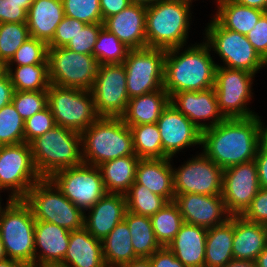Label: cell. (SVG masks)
Segmentation results:
<instances>
[{"mask_svg":"<svg viewBox=\"0 0 267 267\" xmlns=\"http://www.w3.org/2000/svg\"><path fill=\"white\" fill-rule=\"evenodd\" d=\"M267 137V125L260 116L225 118L202 131L203 153L222 169L254 160L260 144Z\"/></svg>","mask_w":267,"mask_h":267,"instance_id":"cell-1","label":"cell"},{"mask_svg":"<svg viewBox=\"0 0 267 267\" xmlns=\"http://www.w3.org/2000/svg\"><path fill=\"white\" fill-rule=\"evenodd\" d=\"M183 49L184 46L171 48L165 53L163 88L170 98L182 91H202L214 87L217 63L211 57L208 44L203 41Z\"/></svg>","mask_w":267,"mask_h":267,"instance_id":"cell-2","label":"cell"},{"mask_svg":"<svg viewBox=\"0 0 267 267\" xmlns=\"http://www.w3.org/2000/svg\"><path fill=\"white\" fill-rule=\"evenodd\" d=\"M192 2L158 0L146 10V41L148 48L171 49L186 46Z\"/></svg>","mask_w":267,"mask_h":267,"instance_id":"cell-3","label":"cell"},{"mask_svg":"<svg viewBox=\"0 0 267 267\" xmlns=\"http://www.w3.org/2000/svg\"><path fill=\"white\" fill-rule=\"evenodd\" d=\"M80 134L85 164L98 167L112 159L136 155L131 129L121 117H99Z\"/></svg>","mask_w":267,"mask_h":267,"instance_id":"cell-4","label":"cell"},{"mask_svg":"<svg viewBox=\"0 0 267 267\" xmlns=\"http://www.w3.org/2000/svg\"><path fill=\"white\" fill-rule=\"evenodd\" d=\"M35 167L42 178L83 161L81 134L56 125L31 143Z\"/></svg>","mask_w":267,"mask_h":267,"instance_id":"cell-5","label":"cell"},{"mask_svg":"<svg viewBox=\"0 0 267 267\" xmlns=\"http://www.w3.org/2000/svg\"><path fill=\"white\" fill-rule=\"evenodd\" d=\"M0 202V237L7 258L34 267L35 222L29 205L23 199H8L2 207Z\"/></svg>","mask_w":267,"mask_h":267,"instance_id":"cell-6","label":"cell"},{"mask_svg":"<svg viewBox=\"0 0 267 267\" xmlns=\"http://www.w3.org/2000/svg\"><path fill=\"white\" fill-rule=\"evenodd\" d=\"M34 219L54 223L69 231L84 227V212L67 199L49 179L37 181L23 199Z\"/></svg>","mask_w":267,"mask_h":267,"instance_id":"cell-7","label":"cell"},{"mask_svg":"<svg viewBox=\"0 0 267 267\" xmlns=\"http://www.w3.org/2000/svg\"><path fill=\"white\" fill-rule=\"evenodd\" d=\"M205 27L204 41L221 58L223 65L257 74L267 62L257 53L247 36L224 28L214 17ZM263 67V68H262Z\"/></svg>","mask_w":267,"mask_h":267,"instance_id":"cell-8","label":"cell"},{"mask_svg":"<svg viewBox=\"0 0 267 267\" xmlns=\"http://www.w3.org/2000/svg\"><path fill=\"white\" fill-rule=\"evenodd\" d=\"M48 107L56 125L78 133L87 129L99 116L95 111L91 91L50 84L47 90Z\"/></svg>","mask_w":267,"mask_h":267,"instance_id":"cell-9","label":"cell"},{"mask_svg":"<svg viewBox=\"0 0 267 267\" xmlns=\"http://www.w3.org/2000/svg\"><path fill=\"white\" fill-rule=\"evenodd\" d=\"M41 179L30 144L0 146V193L9 190L8 199H24L29 189Z\"/></svg>","mask_w":267,"mask_h":267,"instance_id":"cell-10","label":"cell"},{"mask_svg":"<svg viewBox=\"0 0 267 267\" xmlns=\"http://www.w3.org/2000/svg\"><path fill=\"white\" fill-rule=\"evenodd\" d=\"M255 74L242 69L217 66L214 89L220 112L225 118H249L258 115L247 105L253 98Z\"/></svg>","mask_w":267,"mask_h":267,"instance_id":"cell-11","label":"cell"},{"mask_svg":"<svg viewBox=\"0 0 267 267\" xmlns=\"http://www.w3.org/2000/svg\"><path fill=\"white\" fill-rule=\"evenodd\" d=\"M165 49H133L123 64L129 99L161 90L164 85Z\"/></svg>","mask_w":267,"mask_h":267,"instance_id":"cell-12","label":"cell"},{"mask_svg":"<svg viewBox=\"0 0 267 267\" xmlns=\"http://www.w3.org/2000/svg\"><path fill=\"white\" fill-rule=\"evenodd\" d=\"M50 83L91 90L99 64L93 55L75 53L66 47L48 48Z\"/></svg>","mask_w":267,"mask_h":267,"instance_id":"cell-13","label":"cell"},{"mask_svg":"<svg viewBox=\"0 0 267 267\" xmlns=\"http://www.w3.org/2000/svg\"><path fill=\"white\" fill-rule=\"evenodd\" d=\"M49 179L84 213L107 193L99 167L85 163L60 170Z\"/></svg>","mask_w":267,"mask_h":267,"instance_id":"cell-14","label":"cell"},{"mask_svg":"<svg viewBox=\"0 0 267 267\" xmlns=\"http://www.w3.org/2000/svg\"><path fill=\"white\" fill-rule=\"evenodd\" d=\"M90 91L99 117H121L129 101L124 64L99 65Z\"/></svg>","mask_w":267,"mask_h":267,"instance_id":"cell-15","label":"cell"},{"mask_svg":"<svg viewBox=\"0 0 267 267\" xmlns=\"http://www.w3.org/2000/svg\"><path fill=\"white\" fill-rule=\"evenodd\" d=\"M200 153L183 162L180 167L172 166L175 195L222 194L223 169L203 152Z\"/></svg>","mask_w":267,"mask_h":267,"instance_id":"cell-16","label":"cell"},{"mask_svg":"<svg viewBox=\"0 0 267 267\" xmlns=\"http://www.w3.org/2000/svg\"><path fill=\"white\" fill-rule=\"evenodd\" d=\"M259 190L255 160L223 169L222 198L231 216H241Z\"/></svg>","mask_w":267,"mask_h":267,"instance_id":"cell-17","label":"cell"},{"mask_svg":"<svg viewBox=\"0 0 267 267\" xmlns=\"http://www.w3.org/2000/svg\"><path fill=\"white\" fill-rule=\"evenodd\" d=\"M156 124L161 136L163 158L173 159L185 148L201 146L202 131L171 103L163 110Z\"/></svg>","mask_w":267,"mask_h":267,"instance_id":"cell-18","label":"cell"},{"mask_svg":"<svg viewBox=\"0 0 267 267\" xmlns=\"http://www.w3.org/2000/svg\"><path fill=\"white\" fill-rule=\"evenodd\" d=\"M174 203L185 223L211 228L226 222L231 215L220 195L186 193L175 195Z\"/></svg>","mask_w":267,"mask_h":267,"instance_id":"cell-19","label":"cell"},{"mask_svg":"<svg viewBox=\"0 0 267 267\" xmlns=\"http://www.w3.org/2000/svg\"><path fill=\"white\" fill-rule=\"evenodd\" d=\"M170 103L200 131L212 128L225 119L219 110L214 87L202 91L175 93L170 98Z\"/></svg>","mask_w":267,"mask_h":267,"instance_id":"cell-20","label":"cell"},{"mask_svg":"<svg viewBox=\"0 0 267 267\" xmlns=\"http://www.w3.org/2000/svg\"><path fill=\"white\" fill-rule=\"evenodd\" d=\"M70 231L54 223L35 222L34 267H58L64 260Z\"/></svg>","mask_w":267,"mask_h":267,"instance_id":"cell-21","label":"cell"},{"mask_svg":"<svg viewBox=\"0 0 267 267\" xmlns=\"http://www.w3.org/2000/svg\"><path fill=\"white\" fill-rule=\"evenodd\" d=\"M146 10L147 7L132 3L118 14L106 18L104 28L131 50L147 48Z\"/></svg>","mask_w":267,"mask_h":267,"instance_id":"cell-22","label":"cell"},{"mask_svg":"<svg viewBox=\"0 0 267 267\" xmlns=\"http://www.w3.org/2000/svg\"><path fill=\"white\" fill-rule=\"evenodd\" d=\"M84 213V227L98 240H103L117 224L124 220L127 211L124 194L106 193Z\"/></svg>","mask_w":267,"mask_h":267,"instance_id":"cell-23","label":"cell"},{"mask_svg":"<svg viewBox=\"0 0 267 267\" xmlns=\"http://www.w3.org/2000/svg\"><path fill=\"white\" fill-rule=\"evenodd\" d=\"M267 245V225L234 216L232 252L235 262L254 263Z\"/></svg>","mask_w":267,"mask_h":267,"instance_id":"cell-24","label":"cell"},{"mask_svg":"<svg viewBox=\"0 0 267 267\" xmlns=\"http://www.w3.org/2000/svg\"><path fill=\"white\" fill-rule=\"evenodd\" d=\"M208 229L183 223L167 248L186 267H204Z\"/></svg>","mask_w":267,"mask_h":267,"instance_id":"cell-25","label":"cell"},{"mask_svg":"<svg viewBox=\"0 0 267 267\" xmlns=\"http://www.w3.org/2000/svg\"><path fill=\"white\" fill-rule=\"evenodd\" d=\"M58 267H106L102 241L92 236L85 227L70 231L64 260Z\"/></svg>","mask_w":267,"mask_h":267,"instance_id":"cell-26","label":"cell"},{"mask_svg":"<svg viewBox=\"0 0 267 267\" xmlns=\"http://www.w3.org/2000/svg\"><path fill=\"white\" fill-rule=\"evenodd\" d=\"M171 161L172 158L140 159L135 181L168 202H173L175 192Z\"/></svg>","mask_w":267,"mask_h":267,"instance_id":"cell-27","label":"cell"},{"mask_svg":"<svg viewBox=\"0 0 267 267\" xmlns=\"http://www.w3.org/2000/svg\"><path fill=\"white\" fill-rule=\"evenodd\" d=\"M64 16L62 0H34L27 12L30 36L48 44Z\"/></svg>","mask_w":267,"mask_h":267,"instance_id":"cell-28","label":"cell"},{"mask_svg":"<svg viewBox=\"0 0 267 267\" xmlns=\"http://www.w3.org/2000/svg\"><path fill=\"white\" fill-rule=\"evenodd\" d=\"M169 103L170 96L162 88L161 90L129 99L125 113L121 118L129 127L157 123Z\"/></svg>","mask_w":267,"mask_h":267,"instance_id":"cell-29","label":"cell"},{"mask_svg":"<svg viewBox=\"0 0 267 267\" xmlns=\"http://www.w3.org/2000/svg\"><path fill=\"white\" fill-rule=\"evenodd\" d=\"M233 237L234 216L221 225L208 228L204 267H225L234 262Z\"/></svg>","mask_w":267,"mask_h":267,"instance_id":"cell-30","label":"cell"},{"mask_svg":"<svg viewBox=\"0 0 267 267\" xmlns=\"http://www.w3.org/2000/svg\"><path fill=\"white\" fill-rule=\"evenodd\" d=\"M139 161L137 155H128L99 165L106 192L125 195L135 182Z\"/></svg>","mask_w":267,"mask_h":267,"instance_id":"cell-31","label":"cell"},{"mask_svg":"<svg viewBox=\"0 0 267 267\" xmlns=\"http://www.w3.org/2000/svg\"><path fill=\"white\" fill-rule=\"evenodd\" d=\"M214 18L226 29L247 35L265 11L244 6L233 0H218Z\"/></svg>","mask_w":267,"mask_h":267,"instance_id":"cell-32","label":"cell"},{"mask_svg":"<svg viewBox=\"0 0 267 267\" xmlns=\"http://www.w3.org/2000/svg\"><path fill=\"white\" fill-rule=\"evenodd\" d=\"M131 238L129 227L123 220L102 240L103 259L106 267H120L138 259Z\"/></svg>","mask_w":267,"mask_h":267,"instance_id":"cell-33","label":"cell"},{"mask_svg":"<svg viewBox=\"0 0 267 267\" xmlns=\"http://www.w3.org/2000/svg\"><path fill=\"white\" fill-rule=\"evenodd\" d=\"M124 221L129 227L134 252L138 258H149L162 247L155 238L150 217L126 211Z\"/></svg>","mask_w":267,"mask_h":267,"instance_id":"cell-34","label":"cell"},{"mask_svg":"<svg viewBox=\"0 0 267 267\" xmlns=\"http://www.w3.org/2000/svg\"><path fill=\"white\" fill-rule=\"evenodd\" d=\"M14 91H47L50 86L49 64L6 66ZM14 69V70H13Z\"/></svg>","mask_w":267,"mask_h":267,"instance_id":"cell-35","label":"cell"},{"mask_svg":"<svg viewBox=\"0 0 267 267\" xmlns=\"http://www.w3.org/2000/svg\"><path fill=\"white\" fill-rule=\"evenodd\" d=\"M155 238L160 245L167 246L184 223L178 206L173 202H168L162 209L150 217Z\"/></svg>","mask_w":267,"mask_h":267,"instance_id":"cell-36","label":"cell"},{"mask_svg":"<svg viewBox=\"0 0 267 267\" xmlns=\"http://www.w3.org/2000/svg\"><path fill=\"white\" fill-rule=\"evenodd\" d=\"M133 148L140 159L163 158L161 136L156 123L130 127Z\"/></svg>","mask_w":267,"mask_h":267,"instance_id":"cell-37","label":"cell"},{"mask_svg":"<svg viewBox=\"0 0 267 267\" xmlns=\"http://www.w3.org/2000/svg\"><path fill=\"white\" fill-rule=\"evenodd\" d=\"M125 196L127 211L148 217L153 216L168 203L164 197L153 193L136 181Z\"/></svg>","mask_w":267,"mask_h":267,"instance_id":"cell-38","label":"cell"},{"mask_svg":"<svg viewBox=\"0 0 267 267\" xmlns=\"http://www.w3.org/2000/svg\"><path fill=\"white\" fill-rule=\"evenodd\" d=\"M130 50L113 33L103 27L94 45L93 56L99 65L120 64L127 58Z\"/></svg>","mask_w":267,"mask_h":267,"instance_id":"cell-39","label":"cell"},{"mask_svg":"<svg viewBox=\"0 0 267 267\" xmlns=\"http://www.w3.org/2000/svg\"><path fill=\"white\" fill-rule=\"evenodd\" d=\"M24 142V120L10 104L0 109V146L16 145Z\"/></svg>","mask_w":267,"mask_h":267,"instance_id":"cell-40","label":"cell"},{"mask_svg":"<svg viewBox=\"0 0 267 267\" xmlns=\"http://www.w3.org/2000/svg\"><path fill=\"white\" fill-rule=\"evenodd\" d=\"M30 37L26 23H0V60L7 64Z\"/></svg>","mask_w":267,"mask_h":267,"instance_id":"cell-41","label":"cell"},{"mask_svg":"<svg viewBox=\"0 0 267 267\" xmlns=\"http://www.w3.org/2000/svg\"><path fill=\"white\" fill-rule=\"evenodd\" d=\"M13 64L15 66L49 64L48 44L30 37L19 47L6 66H14Z\"/></svg>","mask_w":267,"mask_h":267,"instance_id":"cell-42","label":"cell"},{"mask_svg":"<svg viewBox=\"0 0 267 267\" xmlns=\"http://www.w3.org/2000/svg\"><path fill=\"white\" fill-rule=\"evenodd\" d=\"M64 15L86 24L103 23L99 0H62Z\"/></svg>","mask_w":267,"mask_h":267,"instance_id":"cell-43","label":"cell"},{"mask_svg":"<svg viewBox=\"0 0 267 267\" xmlns=\"http://www.w3.org/2000/svg\"><path fill=\"white\" fill-rule=\"evenodd\" d=\"M12 103L25 121L48 106L47 91H14Z\"/></svg>","mask_w":267,"mask_h":267,"instance_id":"cell-44","label":"cell"},{"mask_svg":"<svg viewBox=\"0 0 267 267\" xmlns=\"http://www.w3.org/2000/svg\"><path fill=\"white\" fill-rule=\"evenodd\" d=\"M55 126V119L47 106L24 121V142L30 144L34 139L42 136Z\"/></svg>","mask_w":267,"mask_h":267,"instance_id":"cell-45","label":"cell"},{"mask_svg":"<svg viewBox=\"0 0 267 267\" xmlns=\"http://www.w3.org/2000/svg\"><path fill=\"white\" fill-rule=\"evenodd\" d=\"M103 27V23L86 24L83 29L78 30L65 47L75 53L93 55L94 45Z\"/></svg>","mask_w":267,"mask_h":267,"instance_id":"cell-46","label":"cell"},{"mask_svg":"<svg viewBox=\"0 0 267 267\" xmlns=\"http://www.w3.org/2000/svg\"><path fill=\"white\" fill-rule=\"evenodd\" d=\"M85 25L86 23L82 21L64 16L56 28L53 39L48 43V48L65 47Z\"/></svg>","mask_w":267,"mask_h":267,"instance_id":"cell-47","label":"cell"},{"mask_svg":"<svg viewBox=\"0 0 267 267\" xmlns=\"http://www.w3.org/2000/svg\"><path fill=\"white\" fill-rule=\"evenodd\" d=\"M241 216L249 222L267 225V188H260Z\"/></svg>","mask_w":267,"mask_h":267,"instance_id":"cell-48","label":"cell"},{"mask_svg":"<svg viewBox=\"0 0 267 267\" xmlns=\"http://www.w3.org/2000/svg\"><path fill=\"white\" fill-rule=\"evenodd\" d=\"M246 36L257 53L267 62V12Z\"/></svg>","mask_w":267,"mask_h":267,"instance_id":"cell-49","label":"cell"},{"mask_svg":"<svg viewBox=\"0 0 267 267\" xmlns=\"http://www.w3.org/2000/svg\"><path fill=\"white\" fill-rule=\"evenodd\" d=\"M27 12L12 0H0V23H26Z\"/></svg>","mask_w":267,"mask_h":267,"instance_id":"cell-50","label":"cell"},{"mask_svg":"<svg viewBox=\"0 0 267 267\" xmlns=\"http://www.w3.org/2000/svg\"><path fill=\"white\" fill-rule=\"evenodd\" d=\"M149 260L151 262V267H186L166 246L154 252L149 257Z\"/></svg>","mask_w":267,"mask_h":267,"instance_id":"cell-51","label":"cell"},{"mask_svg":"<svg viewBox=\"0 0 267 267\" xmlns=\"http://www.w3.org/2000/svg\"><path fill=\"white\" fill-rule=\"evenodd\" d=\"M260 188H267V137L260 144L255 157Z\"/></svg>","mask_w":267,"mask_h":267,"instance_id":"cell-52","label":"cell"},{"mask_svg":"<svg viewBox=\"0 0 267 267\" xmlns=\"http://www.w3.org/2000/svg\"><path fill=\"white\" fill-rule=\"evenodd\" d=\"M99 2L103 21L110 16L118 14L132 4L130 0H99Z\"/></svg>","mask_w":267,"mask_h":267,"instance_id":"cell-53","label":"cell"},{"mask_svg":"<svg viewBox=\"0 0 267 267\" xmlns=\"http://www.w3.org/2000/svg\"><path fill=\"white\" fill-rule=\"evenodd\" d=\"M14 87L7 72L0 77V109L12 102Z\"/></svg>","mask_w":267,"mask_h":267,"instance_id":"cell-54","label":"cell"},{"mask_svg":"<svg viewBox=\"0 0 267 267\" xmlns=\"http://www.w3.org/2000/svg\"><path fill=\"white\" fill-rule=\"evenodd\" d=\"M238 4L257 8L267 12V0H233Z\"/></svg>","mask_w":267,"mask_h":267,"instance_id":"cell-55","label":"cell"},{"mask_svg":"<svg viewBox=\"0 0 267 267\" xmlns=\"http://www.w3.org/2000/svg\"><path fill=\"white\" fill-rule=\"evenodd\" d=\"M120 267H151V262L149 258H138L128 263H125Z\"/></svg>","mask_w":267,"mask_h":267,"instance_id":"cell-56","label":"cell"},{"mask_svg":"<svg viewBox=\"0 0 267 267\" xmlns=\"http://www.w3.org/2000/svg\"><path fill=\"white\" fill-rule=\"evenodd\" d=\"M0 267H27V266L21 261L5 258L3 260H0Z\"/></svg>","mask_w":267,"mask_h":267,"instance_id":"cell-57","label":"cell"},{"mask_svg":"<svg viewBox=\"0 0 267 267\" xmlns=\"http://www.w3.org/2000/svg\"><path fill=\"white\" fill-rule=\"evenodd\" d=\"M255 267H267V245L254 262Z\"/></svg>","mask_w":267,"mask_h":267,"instance_id":"cell-58","label":"cell"},{"mask_svg":"<svg viewBox=\"0 0 267 267\" xmlns=\"http://www.w3.org/2000/svg\"><path fill=\"white\" fill-rule=\"evenodd\" d=\"M225 267H255L254 263L250 262H232Z\"/></svg>","mask_w":267,"mask_h":267,"instance_id":"cell-59","label":"cell"},{"mask_svg":"<svg viewBox=\"0 0 267 267\" xmlns=\"http://www.w3.org/2000/svg\"><path fill=\"white\" fill-rule=\"evenodd\" d=\"M12 1L21 4V8H23L26 12H28V9L30 8L34 0H12Z\"/></svg>","mask_w":267,"mask_h":267,"instance_id":"cell-60","label":"cell"},{"mask_svg":"<svg viewBox=\"0 0 267 267\" xmlns=\"http://www.w3.org/2000/svg\"><path fill=\"white\" fill-rule=\"evenodd\" d=\"M131 3L138 4V5H143L145 7L151 6L158 0H130Z\"/></svg>","mask_w":267,"mask_h":267,"instance_id":"cell-61","label":"cell"},{"mask_svg":"<svg viewBox=\"0 0 267 267\" xmlns=\"http://www.w3.org/2000/svg\"><path fill=\"white\" fill-rule=\"evenodd\" d=\"M7 258L5 253L4 245L2 244L1 237H0V260Z\"/></svg>","mask_w":267,"mask_h":267,"instance_id":"cell-62","label":"cell"},{"mask_svg":"<svg viewBox=\"0 0 267 267\" xmlns=\"http://www.w3.org/2000/svg\"><path fill=\"white\" fill-rule=\"evenodd\" d=\"M6 72V64L2 60H0V77H2Z\"/></svg>","mask_w":267,"mask_h":267,"instance_id":"cell-63","label":"cell"}]
</instances>
